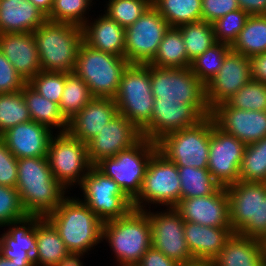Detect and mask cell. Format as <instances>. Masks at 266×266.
Segmentation results:
<instances>
[{
  "mask_svg": "<svg viewBox=\"0 0 266 266\" xmlns=\"http://www.w3.org/2000/svg\"><path fill=\"white\" fill-rule=\"evenodd\" d=\"M16 189L27 215L45 218L66 197V189L53 176L47 157L21 158L17 162Z\"/></svg>",
  "mask_w": 266,
  "mask_h": 266,
  "instance_id": "1",
  "label": "cell"
},
{
  "mask_svg": "<svg viewBox=\"0 0 266 266\" xmlns=\"http://www.w3.org/2000/svg\"><path fill=\"white\" fill-rule=\"evenodd\" d=\"M45 218L55 227L69 252L86 254L103 241V222L81 199L66 196Z\"/></svg>",
  "mask_w": 266,
  "mask_h": 266,
  "instance_id": "2",
  "label": "cell"
},
{
  "mask_svg": "<svg viewBox=\"0 0 266 266\" xmlns=\"http://www.w3.org/2000/svg\"><path fill=\"white\" fill-rule=\"evenodd\" d=\"M33 35L42 71H74L79 47L83 42L81 26L46 20Z\"/></svg>",
  "mask_w": 266,
  "mask_h": 266,
  "instance_id": "3",
  "label": "cell"
},
{
  "mask_svg": "<svg viewBox=\"0 0 266 266\" xmlns=\"http://www.w3.org/2000/svg\"><path fill=\"white\" fill-rule=\"evenodd\" d=\"M104 239L115 253L117 266H136L152 246L151 224L147 213L133 208L123 217L103 222Z\"/></svg>",
  "mask_w": 266,
  "mask_h": 266,
  "instance_id": "4",
  "label": "cell"
},
{
  "mask_svg": "<svg viewBox=\"0 0 266 266\" xmlns=\"http://www.w3.org/2000/svg\"><path fill=\"white\" fill-rule=\"evenodd\" d=\"M128 64L125 57L94 49L83 41L73 72L87 84L93 97L114 99Z\"/></svg>",
  "mask_w": 266,
  "mask_h": 266,
  "instance_id": "5",
  "label": "cell"
},
{
  "mask_svg": "<svg viewBox=\"0 0 266 266\" xmlns=\"http://www.w3.org/2000/svg\"><path fill=\"white\" fill-rule=\"evenodd\" d=\"M151 89L155 100H179L191 105L203 118L211 115L206 86L190 67L162 68L150 65Z\"/></svg>",
  "mask_w": 266,
  "mask_h": 266,
  "instance_id": "6",
  "label": "cell"
},
{
  "mask_svg": "<svg viewBox=\"0 0 266 266\" xmlns=\"http://www.w3.org/2000/svg\"><path fill=\"white\" fill-rule=\"evenodd\" d=\"M118 113L140 131L150 122L155 98L151 89L150 65L129 63L114 97Z\"/></svg>",
  "mask_w": 266,
  "mask_h": 266,
  "instance_id": "7",
  "label": "cell"
},
{
  "mask_svg": "<svg viewBox=\"0 0 266 266\" xmlns=\"http://www.w3.org/2000/svg\"><path fill=\"white\" fill-rule=\"evenodd\" d=\"M157 150L156 142L143 137L134 146L116 156L103 158L94 166L112 178L133 201L141 191L148 163Z\"/></svg>",
  "mask_w": 266,
  "mask_h": 266,
  "instance_id": "8",
  "label": "cell"
},
{
  "mask_svg": "<svg viewBox=\"0 0 266 266\" xmlns=\"http://www.w3.org/2000/svg\"><path fill=\"white\" fill-rule=\"evenodd\" d=\"M212 117L198 124L165 135L157 142L158 150L177 167L207 168Z\"/></svg>",
  "mask_w": 266,
  "mask_h": 266,
  "instance_id": "9",
  "label": "cell"
},
{
  "mask_svg": "<svg viewBox=\"0 0 266 266\" xmlns=\"http://www.w3.org/2000/svg\"><path fill=\"white\" fill-rule=\"evenodd\" d=\"M180 184L177 166L157 150L148 163L141 191L133 200L134 209L145 210L147 202L175 208L180 201Z\"/></svg>",
  "mask_w": 266,
  "mask_h": 266,
  "instance_id": "10",
  "label": "cell"
},
{
  "mask_svg": "<svg viewBox=\"0 0 266 266\" xmlns=\"http://www.w3.org/2000/svg\"><path fill=\"white\" fill-rule=\"evenodd\" d=\"M47 159L53 176L65 189L75 183L80 186L93 166L88 158L87 144L68 131L52 135Z\"/></svg>",
  "mask_w": 266,
  "mask_h": 266,
  "instance_id": "11",
  "label": "cell"
},
{
  "mask_svg": "<svg viewBox=\"0 0 266 266\" xmlns=\"http://www.w3.org/2000/svg\"><path fill=\"white\" fill-rule=\"evenodd\" d=\"M81 199L102 221L106 222L127 215L133 208V201L110 177L94 165L89 169L80 185Z\"/></svg>",
  "mask_w": 266,
  "mask_h": 266,
  "instance_id": "12",
  "label": "cell"
},
{
  "mask_svg": "<svg viewBox=\"0 0 266 266\" xmlns=\"http://www.w3.org/2000/svg\"><path fill=\"white\" fill-rule=\"evenodd\" d=\"M169 25L151 5L125 29V58L129 63L148 64L155 56Z\"/></svg>",
  "mask_w": 266,
  "mask_h": 266,
  "instance_id": "13",
  "label": "cell"
},
{
  "mask_svg": "<svg viewBox=\"0 0 266 266\" xmlns=\"http://www.w3.org/2000/svg\"><path fill=\"white\" fill-rule=\"evenodd\" d=\"M245 148L243 142L218 128L212 118L207 169L221 187L226 188L239 181Z\"/></svg>",
  "mask_w": 266,
  "mask_h": 266,
  "instance_id": "14",
  "label": "cell"
},
{
  "mask_svg": "<svg viewBox=\"0 0 266 266\" xmlns=\"http://www.w3.org/2000/svg\"><path fill=\"white\" fill-rule=\"evenodd\" d=\"M166 212L144 210L151 224L152 247L178 263L193 259L184 237V220L175 208Z\"/></svg>",
  "mask_w": 266,
  "mask_h": 266,
  "instance_id": "15",
  "label": "cell"
},
{
  "mask_svg": "<svg viewBox=\"0 0 266 266\" xmlns=\"http://www.w3.org/2000/svg\"><path fill=\"white\" fill-rule=\"evenodd\" d=\"M251 79L250 58L230 50L219 72L206 85V100L210 110L228 101Z\"/></svg>",
  "mask_w": 266,
  "mask_h": 266,
  "instance_id": "16",
  "label": "cell"
},
{
  "mask_svg": "<svg viewBox=\"0 0 266 266\" xmlns=\"http://www.w3.org/2000/svg\"><path fill=\"white\" fill-rule=\"evenodd\" d=\"M226 192L233 232L258 239L259 182L239 180L227 186Z\"/></svg>",
  "mask_w": 266,
  "mask_h": 266,
  "instance_id": "17",
  "label": "cell"
},
{
  "mask_svg": "<svg viewBox=\"0 0 266 266\" xmlns=\"http://www.w3.org/2000/svg\"><path fill=\"white\" fill-rule=\"evenodd\" d=\"M203 119L191 105L179 100H155L151 120L141 133L157 143L165 135L192 127Z\"/></svg>",
  "mask_w": 266,
  "mask_h": 266,
  "instance_id": "18",
  "label": "cell"
},
{
  "mask_svg": "<svg viewBox=\"0 0 266 266\" xmlns=\"http://www.w3.org/2000/svg\"><path fill=\"white\" fill-rule=\"evenodd\" d=\"M143 138L141 131L118 113L93 139L87 143L88 158L95 165L103 158L116 156Z\"/></svg>",
  "mask_w": 266,
  "mask_h": 266,
  "instance_id": "19",
  "label": "cell"
},
{
  "mask_svg": "<svg viewBox=\"0 0 266 266\" xmlns=\"http://www.w3.org/2000/svg\"><path fill=\"white\" fill-rule=\"evenodd\" d=\"M222 131L250 145L266 137V111H246L218 104L210 115Z\"/></svg>",
  "mask_w": 266,
  "mask_h": 266,
  "instance_id": "20",
  "label": "cell"
},
{
  "mask_svg": "<svg viewBox=\"0 0 266 266\" xmlns=\"http://www.w3.org/2000/svg\"><path fill=\"white\" fill-rule=\"evenodd\" d=\"M175 209L185 222L231 227L229 198L225 187H220L212 195L181 199Z\"/></svg>",
  "mask_w": 266,
  "mask_h": 266,
  "instance_id": "21",
  "label": "cell"
},
{
  "mask_svg": "<svg viewBox=\"0 0 266 266\" xmlns=\"http://www.w3.org/2000/svg\"><path fill=\"white\" fill-rule=\"evenodd\" d=\"M53 132L32 120L9 128L0 135L8 150L17 158L47 157Z\"/></svg>",
  "mask_w": 266,
  "mask_h": 266,
  "instance_id": "22",
  "label": "cell"
},
{
  "mask_svg": "<svg viewBox=\"0 0 266 266\" xmlns=\"http://www.w3.org/2000/svg\"><path fill=\"white\" fill-rule=\"evenodd\" d=\"M118 114L113 98L93 97L71 121L68 132L87 144Z\"/></svg>",
  "mask_w": 266,
  "mask_h": 266,
  "instance_id": "23",
  "label": "cell"
},
{
  "mask_svg": "<svg viewBox=\"0 0 266 266\" xmlns=\"http://www.w3.org/2000/svg\"><path fill=\"white\" fill-rule=\"evenodd\" d=\"M0 50L27 83L41 71L33 32L0 34Z\"/></svg>",
  "mask_w": 266,
  "mask_h": 266,
  "instance_id": "24",
  "label": "cell"
},
{
  "mask_svg": "<svg viewBox=\"0 0 266 266\" xmlns=\"http://www.w3.org/2000/svg\"><path fill=\"white\" fill-rule=\"evenodd\" d=\"M40 218V216L27 215L24 219L6 224L5 226L12 228L9 227L0 237V255L8 260L34 261L35 224Z\"/></svg>",
  "mask_w": 266,
  "mask_h": 266,
  "instance_id": "25",
  "label": "cell"
},
{
  "mask_svg": "<svg viewBox=\"0 0 266 266\" xmlns=\"http://www.w3.org/2000/svg\"><path fill=\"white\" fill-rule=\"evenodd\" d=\"M233 233L232 227H210L184 221V237L193 258L213 262Z\"/></svg>",
  "mask_w": 266,
  "mask_h": 266,
  "instance_id": "26",
  "label": "cell"
},
{
  "mask_svg": "<svg viewBox=\"0 0 266 266\" xmlns=\"http://www.w3.org/2000/svg\"><path fill=\"white\" fill-rule=\"evenodd\" d=\"M46 20L29 0H0V34L34 32Z\"/></svg>",
  "mask_w": 266,
  "mask_h": 266,
  "instance_id": "27",
  "label": "cell"
},
{
  "mask_svg": "<svg viewBox=\"0 0 266 266\" xmlns=\"http://www.w3.org/2000/svg\"><path fill=\"white\" fill-rule=\"evenodd\" d=\"M83 41L105 53L125 57V28L103 14L83 26Z\"/></svg>",
  "mask_w": 266,
  "mask_h": 266,
  "instance_id": "28",
  "label": "cell"
},
{
  "mask_svg": "<svg viewBox=\"0 0 266 266\" xmlns=\"http://www.w3.org/2000/svg\"><path fill=\"white\" fill-rule=\"evenodd\" d=\"M264 261L262 240L233 233L213 260V266H259Z\"/></svg>",
  "mask_w": 266,
  "mask_h": 266,
  "instance_id": "29",
  "label": "cell"
},
{
  "mask_svg": "<svg viewBox=\"0 0 266 266\" xmlns=\"http://www.w3.org/2000/svg\"><path fill=\"white\" fill-rule=\"evenodd\" d=\"M35 231V266H54L69 252L55 227L46 218L37 221Z\"/></svg>",
  "mask_w": 266,
  "mask_h": 266,
  "instance_id": "30",
  "label": "cell"
},
{
  "mask_svg": "<svg viewBox=\"0 0 266 266\" xmlns=\"http://www.w3.org/2000/svg\"><path fill=\"white\" fill-rule=\"evenodd\" d=\"M22 92L32 121L48 126L50 129L56 127L60 130L58 132L68 130V122L62 116L59 104L41 96L28 83L24 85Z\"/></svg>",
  "mask_w": 266,
  "mask_h": 266,
  "instance_id": "31",
  "label": "cell"
},
{
  "mask_svg": "<svg viewBox=\"0 0 266 266\" xmlns=\"http://www.w3.org/2000/svg\"><path fill=\"white\" fill-rule=\"evenodd\" d=\"M162 68H187L191 66L184 39L177 27H169L154 58L148 63Z\"/></svg>",
  "mask_w": 266,
  "mask_h": 266,
  "instance_id": "32",
  "label": "cell"
},
{
  "mask_svg": "<svg viewBox=\"0 0 266 266\" xmlns=\"http://www.w3.org/2000/svg\"><path fill=\"white\" fill-rule=\"evenodd\" d=\"M231 50L246 57L266 52V15H250Z\"/></svg>",
  "mask_w": 266,
  "mask_h": 266,
  "instance_id": "33",
  "label": "cell"
},
{
  "mask_svg": "<svg viewBox=\"0 0 266 266\" xmlns=\"http://www.w3.org/2000/svg\"><path fill=\"white\" fill-rule=\"evenodd\" d=\"M170 27L202 20L201 0H152Z\"/></svg>",
  "mask_w": 266,
  "mask_h": 266,
  "instance_id": "34",
  "label": "cell"
},
{
  "mask_svg": "<svg viewBox=\"0 0 266 266\" xmlns=\"http://www.w3.org/2000/svg\"><path fill=\"white\" fill-rule=\"evenodd\" d=\"M181 182L180 200L214 194L221 186L207 168L177 167Z\"/></svg>",
  "mask_w": 266,
  "mask_h": 266,
  "instance_id": "35",
  "label": "cell"
},
{
  "mask_svg": "<svg viewBox=\"0 0 266 266\" xmlns=\"http://www.w3.org/2000/svg\"><path fill=\"white\" fill-rule=\"evenodd\" d=\"M93 98L87 84L74 72L66 73V82L59 104L60 112L69 122Z\"/></svg>",
  "mask_w": 266,
  "mask_h": 266,
  "instance_id": "36",
  "label": "cell"
},
{
  "mask_svg": "<svg viewBox=\"0 0 266 266\" xmlns=\"http://www.w3.org/2000/svg\"><path fill=\"white\" fill-rule=\"evenodd\" d=\"M177 28L183 36L190 63L217 43L213 25L204 20L183 24Z\"/></svg>",
  "mask_w": 266,
  "mask_h": 266,
  "instance_id": "37",
  "label": "cell"
},
{
  "mask_svg": "<svg viewBox=\"0 0 266 266\" xmlns=\"http://www.w3.org/2000/svg\"><path fill=\"white\" fill-rule=\"evenodd\" d=\"M239 180L266 183V137L246 145Z\"/></svg>",
  "mask_w": 266,
  "mask_h": 266,
  "instance_id": "38",
  "label": "cell"
},
{
  "mask_svg": "<svg viewBox=\"0 0 266 266\" xmlns=\"http://www.w3.org/2000/svg\"><path fill=\"white\" fill-rule=\"evenodd\" d=\"M231 50L230 45L217 42L191 63V70L206 86L219 72L226 54Z\"/></svg>",
  "mask_w": 266,
  "mask_h": 266,
  "instance_id": "39",
  "label": "cell"
},
{
  "mask_svg": "<svg viewBox=\"0 0 266 266\" xmlns=\"http://www.w3.org/2000/svg\"><path fill=\"white\" fill-rule=\"evenodd\" d=\"M30 120L22 91L0 94V135L9 128Z\"/></svg>",
  "mask_w": 266,
  "mask_h": 266,
  "instance_id": "40",
  "label": "cell"
},
{
  "mask_svg": "<svg viewBox=\"0 0 266 266\" xmlns=\"http://www.w3.org/2000/svg\"><path fill=\"white\" fill-rule=\"evenodd\" d=\"M225 103L240 110L266 111V84L251 79Z\"/></svg>",
  "mask_w": 266,
  "mask_h": 266,
  "instance_id": "41",
  "label": "cell"
},
{
  "mask_svg": "<svg viewBox=\"0 0 266 266\" xmlns=\"http://www.w3.org/2000/svg\"><path fill=\"white\" fill-rule=\"evenodd\" d=\"M106 5L105 14L126 29L152 5V0H109Z\"/></svg>",
  "mask_w": 266,
  "mask_h": 266,
  "instance_id": "42",
  "label": "cell"
},
{
  "mask_svg": "<svg viewBox=\"0 0 266 266\" xmlns=\"http://www.w3.org/2000/svg\"><path fill=\"white\" fill-rule=\"evenodd\" d=\"M93 0H54L47 20L54 22L71 23L83 26L89 19L85 17L86 11Z\"/></svg>",
  "mask_w": 266,
  "mask_h": 266,
  "instance_id": "43",
  "label": "cell"
},
{
  "mask_svg": "<svg viewBox=\"0 0 266 266\" xmlns=\"http://www.w3.org/2000/svg\"><path fill=\"white\" fill-rule=\"evenodd\" d=\"M66 82V72L40 71L28 84L41 96L60 104Z\"/></svg>",
  "mask_w": 266,
  "mask_h": 266,
  "instance_id": "44",
  "label": "cell"
},
{
  "mask_svg": "<svg viewBox=\"0 0 266 266\" xmlns=\"http://www.w3.org/2000/svg\"><path fill=\"white\" fill-rule=\"evenodd\" d=\"M250 15L241 9L229 12L212 23L217 42L232 45Z\"/></svg>",
  "mask_w": 266,
  "mask_h": 266,
  "instance_id": "45",
  "label": "cell"
},
{
  "mask_svg": "<svg viewBox=\"0 0 266 266\" xmlns=\"http://www.w3.org/2000/svg\"><path fill=\"white\" fill-rule=\"evenodd\" d=\"M26 216L17 189L0 185V227L24 219Z\"/></svg>",
  "mask_w": 266,
  "mask_h": 266,
  "instance_id": "46",
  "label": "cell"
},
{
  "mask_svg": "<svg viewBox=\"0 0 266 266\" xmlns=\"http://www.w3.org/2000/svg\"><path fill=\"white\" fill-rule=\"evenodd\" d=\"M26 83L0 50V94L20 92Z\"/></svg>",
  "mask_w": 266,
  "mask_h": 266,
  "instance_id": "47",
  "label": "cell"
},
{
  "mask_svg": "<svg viewBox=\"0 0 266 266\" xmlns=\"http://www.w3.org/2000/svg\"><path fill=\"white\" fill-rule=\"evenodd\" d=\"M17 162L18 159L0 139V185L16 187L18 178Z\"/></svg>",
  "mask_w": 266,
  "mask_h": 266,
  "instance_id": "48",
  "label": "cell"
},
{
  "mask_svg": "<svg viewBox=\"0 0 266 266\" xmlns=\"http://www.w3.org/2000/svg\"><path fill=\"white\" fill-rule=\"evenodd\" d=\"M239 8L237 0H201L202 20L213 23Z\"/></svg>",
  "mask_w": 266,
  "mask_h": 266,
  "instance_id": "49",
  "label": "cell"
},
{
  "mask_svg": "<svg viewBox=\"0 0 266 266\" xmlns=\"http://www.w3.org/2000/svg\"><path fill=\"white\" fill-rule=\"evenodd\" d=\"M178 262L165 256L152 246L143 254L136 266H178Z\"/></svg>",
  "mask_w": 266,
  "mask_h": 266,
  "instance_id": "50",
  "label": "cell"
},
{
  "mask_svg": "<svg viewBox=\"0 0 266 266\" xmlns=\"http://www.w3.org/2000/svg\"><path fill=\"white\" fill-rule=\"evenodd\" d=\"M266 238V183L259 182L258 239Z\"/></svg>",
  "mask_w": 266,
  "mask_h": 266,
  "instance_id": "51",
  "label": "cell"
},
{
  "mask_svg": "<svg viewBox=\"0 0 266 266\" xmlns=\"http://www.w3.org/2000/svg\"><path fill=\"white\" fill-rule=\"evenodd\" d=\"M252 80L266 84V52L250 57Z\"/></svg>",
  "mask_w": 266,
  "mask_h": 266,
  "instance_id": "52",
  "label": "cell"
},
{
  "mask_svg": "<svg viewBox=\"0 0 266 266\" xmlns=\"http://www.w3.org/2000/svg\"><path fill=\"white\" fill-rule=\"evenodd\" d=\"M239 8L249 15H265L266 0H237Z\"/></svg>",
  "mask_w": 266,
  "mask_h": 266,
  "instance_id": "53",
  "label": "cell"
},
{
  "mask_svg": "<svg viewBox=\"0 0 266 266\" xmlns=\"http://www.w3.org/2000/svg\"><path fill=\"white\" fill-rule=\"evenodd\" d=\"M85 255V253L79 252H68L58 263L54 266H83V262L80 258Z\"/></svg>",
  "mask_w": 266,
  "mask_h": 266,
  "instance_id": "54",
  "label": "cell"
},
{
  "mask_svg": "<svg viewBox=\"0 0 266 266\" xmlns=\"http://www.w3.org/2000/svg\"><path fill=\"white\" fill-rule=\"evenodd\" d=\"M35 7L41 10L46 16L50 13L54 0H29Z\"/></svg>",
  "mask_w": 266,
  "mask_h": 266,
  "instance_id": "55",
  "label": "cell"
},
{
  "mask_svg": "<svg viewBox=\"0 0 266 266\" xmlns=\"http://www.w3.org/2000/svg\"><path fill=\"white\" fill-rule=\"evenodd\" d=\"M0 266H35L34 261L8 260L0 255Z\"/></svg>",
  "mask_w": 266,
  "mask_h": 266,
  "instance_id": "56",
  "label": "cell"
},
{
  "mask_svg": "<svg viewBox=\"0 0 266 266\" xmlns=\"http://www.w3.org/2000/svg\"><path fill=\"white\" fill-rule=\"evenodd\" d=\"M178 266H213V263L212 261L193 258L189 261L179 263Z\"/></svg>",
  "mask_w": 266,
  "mask_h": 266,
  "instance_id": "57",
  "label": "cell"
},
{
  "mask_svg": "<svg viewBox=\"0 0 266 266\" xmlns=\"http://www.w3.org/2000/svg\"><path fill=\"white\" fill-rule=\"evenodd\" d=\"M263 243V248H264V260L266 261V242Z\"/></svg>",
  "mask_w": 266,
  "mask_h": 266,
  "instance_id": "58",
  "label": "cell"
},
{
  "mask_svg": "<svg viewBox=\"0 0 266 266\" xmlns=\"http://www.w3.org/2000/svg\"><path fill=\"white\" fill-rule=\"evenodd\" d=\"M259 266H266V261L264 260Z\"/></svg>",
  "mask_w": 266,
  "mask_h": 266,
  "instance_id": "59",
  "label": "cell"
}]
</instances>
